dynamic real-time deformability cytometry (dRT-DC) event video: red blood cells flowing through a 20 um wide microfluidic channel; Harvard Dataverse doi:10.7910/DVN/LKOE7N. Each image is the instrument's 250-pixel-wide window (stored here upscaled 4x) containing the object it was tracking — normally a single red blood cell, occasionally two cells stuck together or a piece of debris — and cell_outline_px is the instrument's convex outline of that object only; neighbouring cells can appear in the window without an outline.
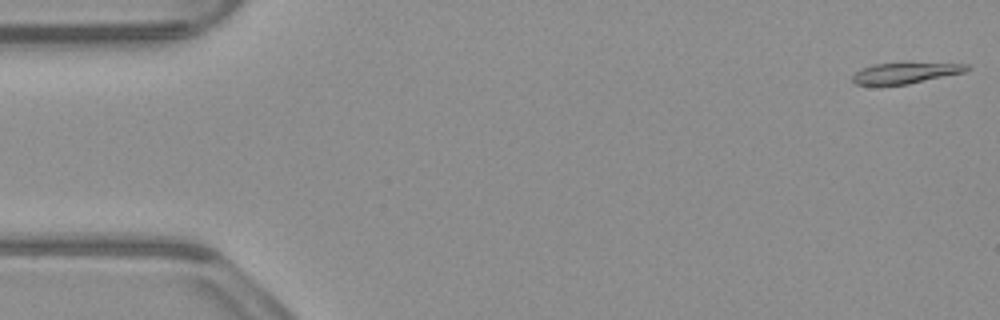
{"species": "common noctule bat (a hibernating species)", "species_latin": "Nyctalus noctula", "temperature_condition": "warm", "stored_images_in_passage": 52, "camera_frame_rate_fps": 3000, "um_per_image_px": 0.085, "animal": {"sex": "male", "body_mass_g": 23.1, "forearm_length_mm": 52.7}, "frame": {"image": 1, "passage_image": 1, "time_ms": 0.0, "image_size_px": [1000, 320], "cell_outline_px": [[972, 68], [964, 72], [908, 84], [856, 84], [852, 80], [852, 76], [860, 68], [876, 64], [972, 64]], "centroid_in_image_um": [76.97, 6.21], "position_along_channel_um": 8.0, "area_um2": 13.35}}
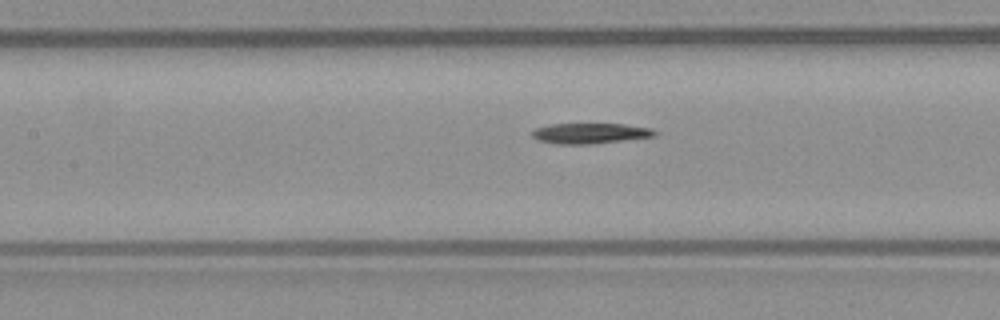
{"frame": {"image": 2, "passage_image": 23, "time_ms": 7.333, "image_size_px": [1000, 320], "cell_outline_px": [[656, 136], [592, 144], [556, 144], [536, 140], [532, 136], [532, 132], [536, 128], [548, 124], [624, 124], [652, 128], [656, 132]], "centroid_in_image_um": [50.14, 11.33], "position_along_channel_um": 157.3, "area_um2": 14.68}}
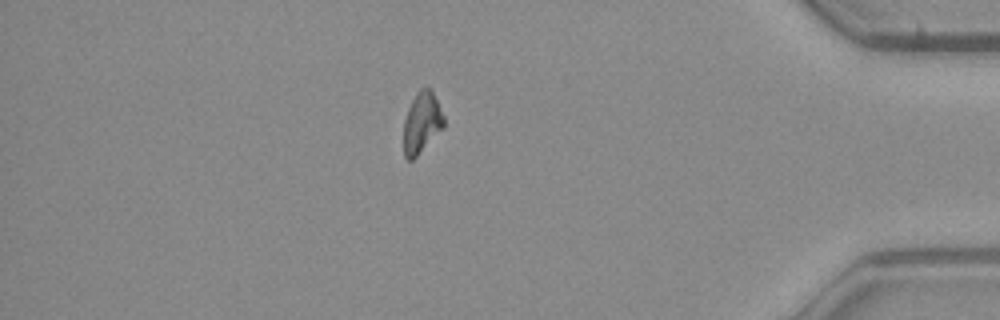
{"frame": {"image": 3, "passage_image": 45, "time_ms": 14.667, "image_size_px": [1000, 320], "cell_outline_px": [[444, 128], [412, 160], [408, 160], [404, 156], [404, 120], [408, 108], [416, 92], [420, 88], [432, 88], [444, 116]], "centroid_in_image_um": [35.86, 10.4], "position_along_channel_um": 399.3, "area_um2": 14.33}, "authors_computed_cell_mechanics": {"area_um2": 14.9124, "velocity_mm_per_s": 3.9071, "shape_relaxation_time_tau1_ms": 6.5545, "shape_relaxation_time_tau2_ms": null, "deformation_change_tau1": 0.1529, "deformation_change_tau2": null}}